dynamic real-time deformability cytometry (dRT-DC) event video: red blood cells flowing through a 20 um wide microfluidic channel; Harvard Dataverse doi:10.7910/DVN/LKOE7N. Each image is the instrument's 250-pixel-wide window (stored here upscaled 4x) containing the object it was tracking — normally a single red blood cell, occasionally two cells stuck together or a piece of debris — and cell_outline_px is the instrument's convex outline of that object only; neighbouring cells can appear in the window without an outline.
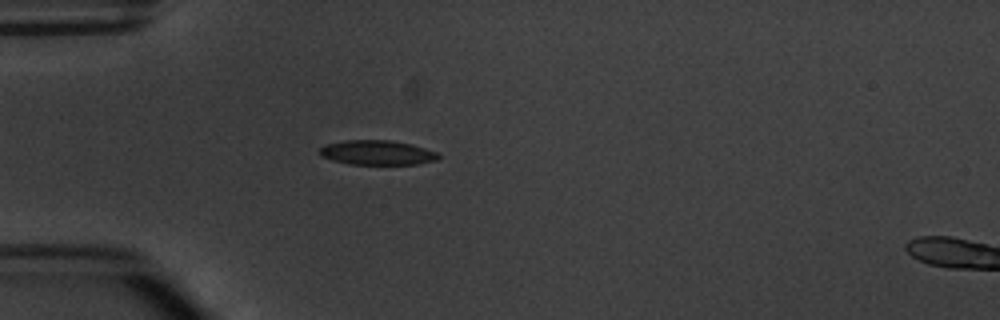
{"species": "common noctule bat (a hibernating species)", "species_latin": "Nyctalus noctula", "temperature_condition": "warm", "stored_images_in_passage": 6, "segment_of_instrument_passage": [1, 2], "camera_frame_rate_fps": 3000, "um_per_image_px": 0.085, "animal": {"sex": "male", "body_mass_g": 20.1, "forearm_length_mm": 53.5}, "frame": {"image": 1, "passage_image": 5, "time_ms": 4.667, "image_size_px": [1000, 320], "cell_outline_px": [[440, 156], [436, 160], [416, 164], [348, 164], [332, 160], [320, 156], [320, 148], [324, 144], [344, 140], [388, 140], [412, 144], [436, 152]], "centroid_in_image_um": [32.01, 12.97], "position_along_channel_um": 53.0, "area_um2": 16.99}}